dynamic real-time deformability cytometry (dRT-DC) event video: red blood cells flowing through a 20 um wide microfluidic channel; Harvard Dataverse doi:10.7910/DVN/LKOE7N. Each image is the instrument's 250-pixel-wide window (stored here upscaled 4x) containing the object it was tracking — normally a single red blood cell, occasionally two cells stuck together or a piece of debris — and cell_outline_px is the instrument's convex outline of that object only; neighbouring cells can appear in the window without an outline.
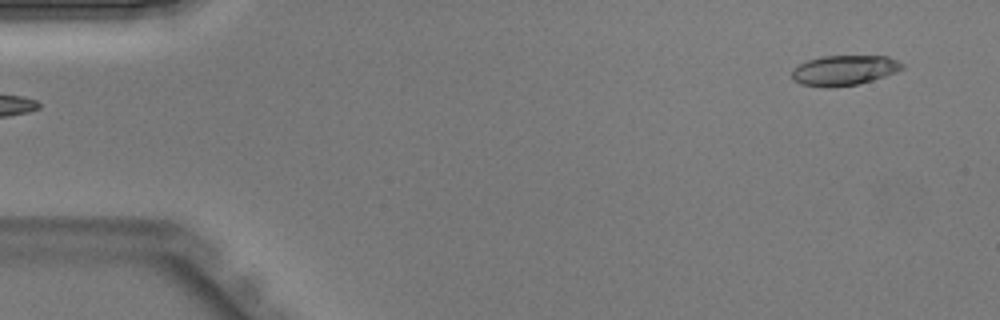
{"species": "Egyptian fruit bat (a non-hibernating species)", "species_latin": "Rousettus aegyptiacus", "temperature_condition": "warm", "stored_images_in_passage": 42, "camera_frame_rate_fps": 3000, "um_per_image_px": 0.085, "animal": {"sex": "male"}, "frame": {"image": 1, "passage_image": 1, "time_ms": 0.0, "image_size_px": [1000, 320], "cell_outline_px": [[904, 68], [896, 72], [872, 80], [856, 84], [828, 88], [800, 84], [792, 76], [792, 72], [800, 64], [808, 60], [820, 56], [888, 56], [904, 64]], "centroid_in_image_um": [71.78, 5.97], "position_along_channel_um": 13.2, "area_um2": 19.13}}
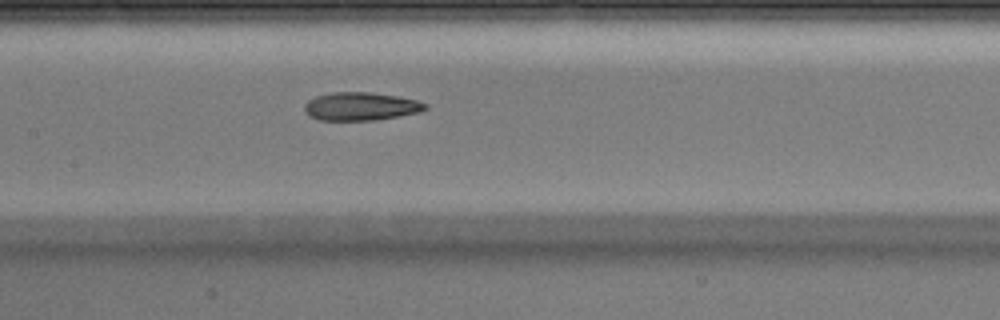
{"frame": {"image": 2, "passage_image": 19, "time_ms": 6.0, "image_size_px": [1000, 320], "cell_outline_px": [[428, 108], [420, 112], [376, 120], [320, 120], [308, 116], [304, 112], [304, 104], [308, 100], [316, 96], [332, 92], [368, 92], [396, 96], [416, 100], [428, 104]], "centroid_in_image_um": [30.64, 9.04], "position_along_channel_um": 176.8, "area_um2": 19.88}}
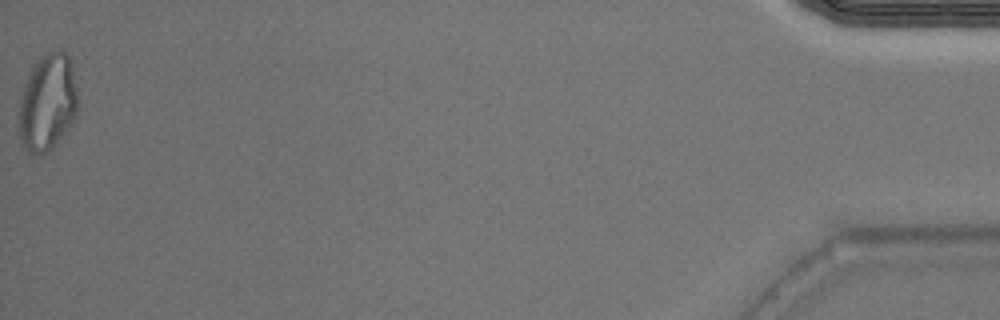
{"frame": {"image": 3, "passage_image": 42, "time_ms": 13.667, "image_size_px": [1000, 320], "cell_outline_px": [[76, 116], [68, 128], [52, 148], [48, 152], [28, 152], [20, 140], [20, 92], [32, 68], [40, 56], [48, 48], [60, 48], [68, 56], [76, 92]], "centroid_in_image_um": [4.02, 8.65], "position_along_channel_um": 431.2, "area_um2": 32.77}}